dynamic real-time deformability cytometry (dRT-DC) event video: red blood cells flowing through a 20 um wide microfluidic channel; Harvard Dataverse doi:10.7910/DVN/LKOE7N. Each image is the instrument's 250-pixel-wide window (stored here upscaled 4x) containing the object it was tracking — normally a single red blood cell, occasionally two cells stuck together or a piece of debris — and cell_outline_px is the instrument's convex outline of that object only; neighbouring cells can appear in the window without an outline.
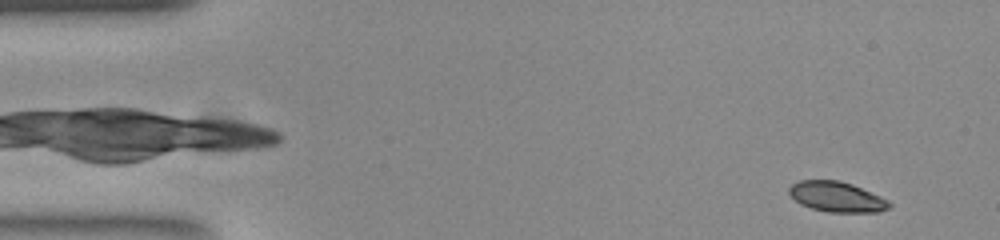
{"species": "common noctule bat (a hibernating species)", "species_latin": "Nyctalus noctula", "temperature_condition": "room temperature", "stored_images_in_passage": 52, "camera_frame_rate_fps": 3000, "um_per_image_px": 0.085, "animal": {"sex": "female", "body_mass_g": 23.0, "forearm_length_mm": 53.4}, "frame": {"image": 1, "passage_image": 3, "time_ms": 0.667, "image_size_px": [1000, 240], "cell_outline_px": [[892, 208], [880, 212], [828, 212], [812, 208], [800, 204], [788, 192], [788, 188], [792, 184], [800, 180], [840, 180], [852, 184], [880, 196], [888, 200], [892, 204]], "centroid_in_image_um": [71.15, 16.73], "position_along_channel_um": 13.8, "area_um2": 17.74}}
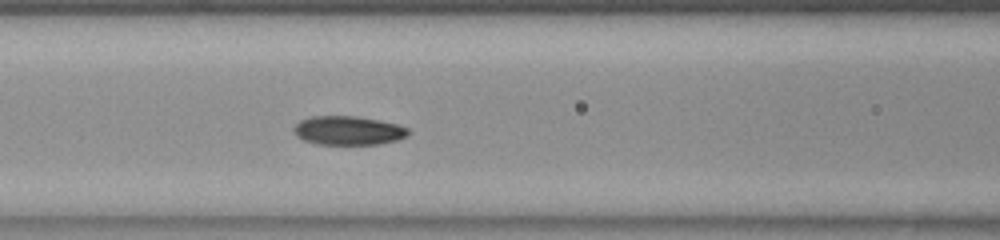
{"frame": {"image": 2, "passage_image": 21, "time_ms": 6.667, "image_size_px": [1000, 240], "cell_outline_px": [[408, 132], [404, 136], [396, 140], [376, 144], [320, 144], [304, 140], [296, 136], [292, 128], [300, 120], [312, 116], [356, 116], [380, 120], [396, 124], [408, 128]], "centroid_in_image_um": [29.55, 11.08], "position_along_channel_um": 137.1, "area_um2": 19.07}}
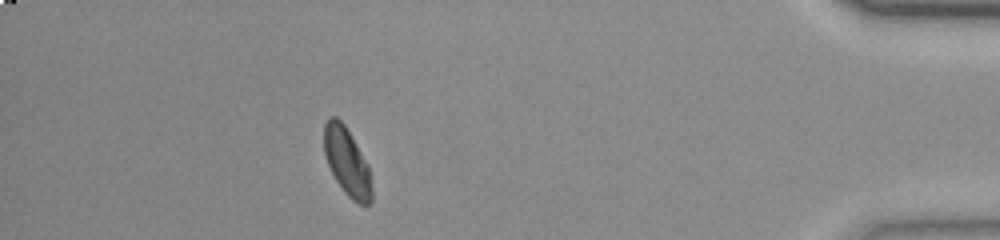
{"frame": {"image": 3, "passage_image": 46, "time_ms": 15.0, "image_size_px": [1000, 240], "cell_outline_px": [[372, 200], [368, 204], [356, 204], [344, 192], [336, 180], [328, 164], [324, 152], [324, 124], [328, 116], [336, 116], [344, 124], [368, 164], [372, 188]], "centroid_in_image_um": [29.49, 13.75], "position_along_channel_um": 405.7, "area_um2": 18.79}, "authors_computed_cell_mechanics": {"area_um2": 19.074, "velocity_mm_per_s": 3.8726, "shape_relaxation_time_tau1_ms": 2.9768, "shape_relaxation_time_tau2_ms": 11.1753, "deformation_change_tau1": 0.1003, "deformation_change_tau2": 0.1421}}